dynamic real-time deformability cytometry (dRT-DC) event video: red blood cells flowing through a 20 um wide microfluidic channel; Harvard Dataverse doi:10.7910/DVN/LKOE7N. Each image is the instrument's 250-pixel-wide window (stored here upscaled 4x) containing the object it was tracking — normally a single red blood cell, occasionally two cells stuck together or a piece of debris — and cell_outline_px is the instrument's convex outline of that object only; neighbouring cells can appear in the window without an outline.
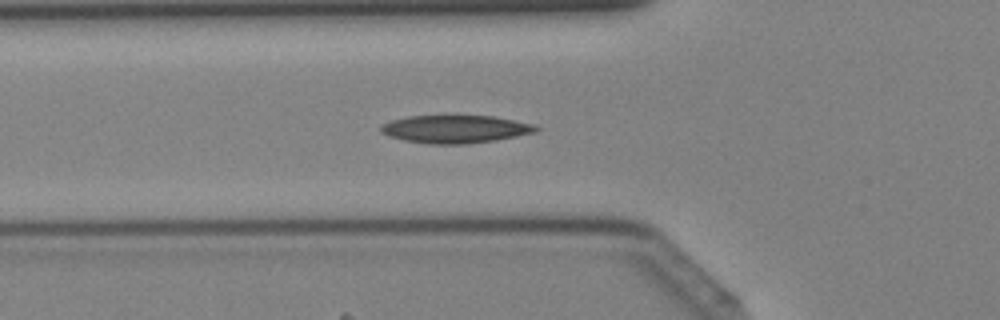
{"species": "Egyptian fruit bat (a non-hibernating species)", "species_latin": "Rousettus aegyptiacus", "temperature_condition": "cold", "stored_images_in_passage": 42, "camera_frame_rate_fps": 3000, "um_per_image_px": 0.085, "animal": {"sex": "female"}, "frame": {"image": 1, "passage_image": 15, "time_ms": 4.667, "image_size_px": [1000, 320], "cell_outline_px": [[540, 128], [536, 132], [496, 140], [468, 144], [428, 144], [404, 140], [388, 136], [380, 132], [380, 124], [392, 120], [408, 116], [492, 116], [536, 124]], "centroid_in_image_um": [38.69, 10.98], "position_along_channel_um": 87.1, "area_um2": 25.32}}
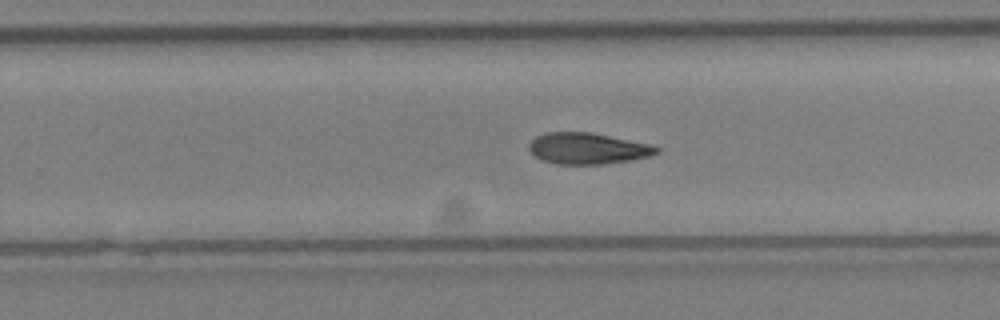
{"frame": {"image": 2, "passage_image": 27, "time_ms": 8.667, "image_size_px": [1000, 320], "cell_outline_px": [[660, 152], [648, 156], [632, 160], [604, 164], [560, 164], [540, 160], [528, 148], [528, 144], [536, 136], [548, 132], [592, 132], [648, 144], [660, 148]], "centroid_in_image_um": [49.94, 12.62], "position_along_channel_um": 279.9, "area_um2": 23.12}}
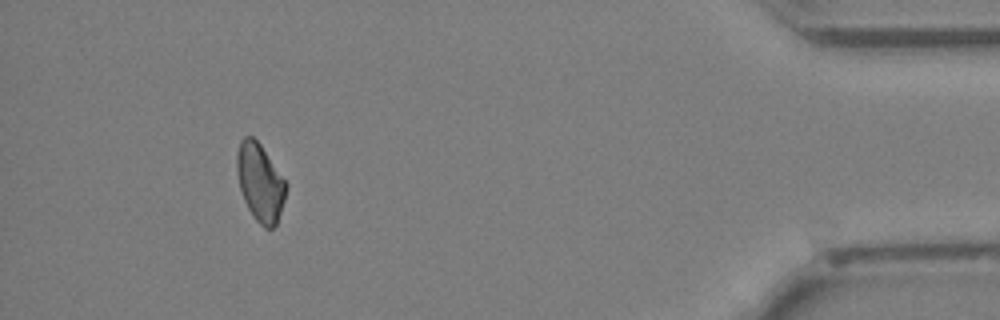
{"frame": {"image": 3, "passage_image": 39, "time_ms": 12.667, "image_size_px": [1000, 320], "cell_outline_px": [[288, 188], [276, 224], [272, 228], [264, 228], [252, 216], [244, 200], [240, 188], [236, 168], [236, 152], [240, 140], [244, 136], [252, 136], [260, 144], [288, 184]], "centroid_in_image_um": [22.1, 15.49], "position_along_channel_um": 413.1, "area_um2": 22.25}}